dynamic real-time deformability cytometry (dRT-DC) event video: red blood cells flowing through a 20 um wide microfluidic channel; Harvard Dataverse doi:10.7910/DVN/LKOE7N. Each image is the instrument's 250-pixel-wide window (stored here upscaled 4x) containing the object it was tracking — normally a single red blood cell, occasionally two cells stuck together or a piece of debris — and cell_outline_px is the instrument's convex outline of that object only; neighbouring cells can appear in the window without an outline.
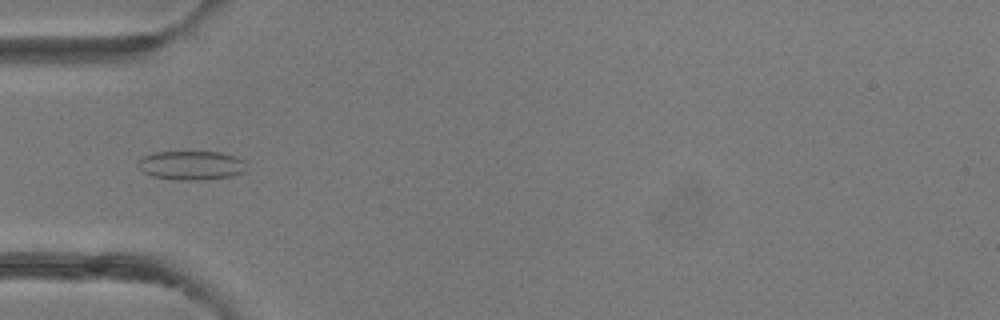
{"species": "common noctule bat (a hibernating species)", "species_latin": "Nyctalus noctula", "temperature_condition": "room temperature", "stored_images_in_passage": 32, "camera_frame_rate_fps": 3000, "um_per_image_px": 0.085, "animal": {"sex": "female"}, "frame": {"image": 1, "passage_image": 10, "time_ms": 3.0, "image_size_px": [1000, 320], "cell_outline_px": [[244, 172], [232, 176], [204, 180], [176, 180], [152, 176], [144, 172], [136, 164], [144, 156], [156, 152], [220, 152], [236, 156], [244, 160]], "centroid_in_image_um": [16.27, 14.06], "position_along_channel_um": 68.7, "area_um2": 18.32}}
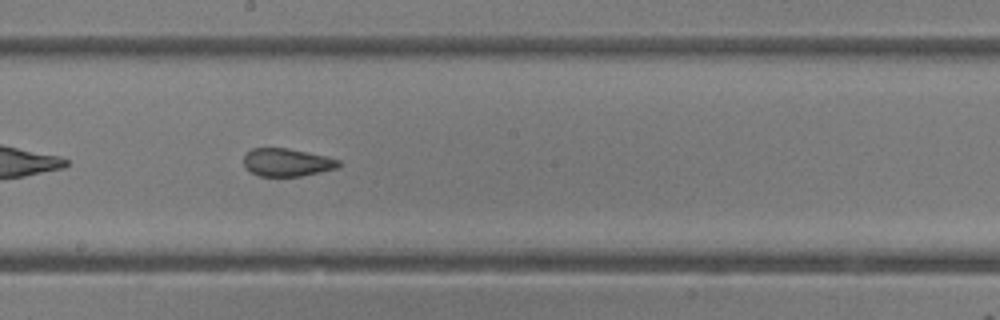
{"frame": {"image": 2, "passage_image": 21, "time_ms": 6.667, "image_size_px": [1000, 320], "cell_outline_px": [[340, 164], [336, 168], [320, 172], [300, 176], [260, 176], [244, 168], [244, 156], [252, 148], [288, 148], [324, 156], [340, 160]], "centroid_in_image_um": [24.36, 13.8], "position_along_channel_um": 223.8, "area_um2": 15.26}}
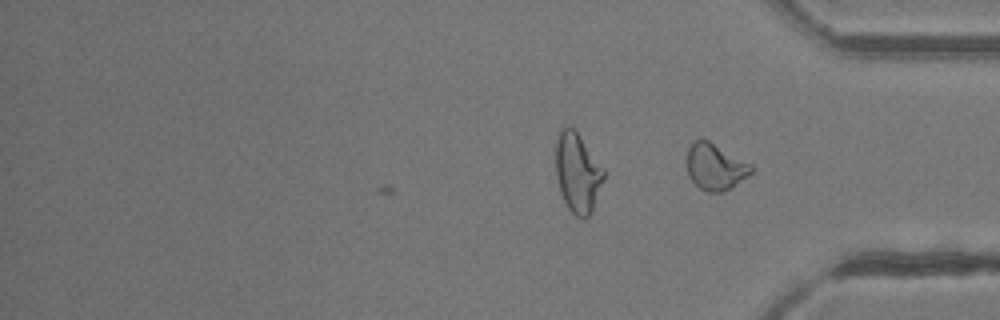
{"frame": {"image": 3, "passage_image": 32, "time_ms": 10.333, "image_size_px": [1000, 320], "cell_outline_px": [[756, 168], [752, 172], [728, 188], [720, 192], [708, 192], [700, 188], [688, 176], [688, 148], [696, 140], [708, 140], [752, 164]], "centroid_in_image_um": [60.81, 14.17], "position_along_channel_um": 374.4, "area_um2": 16.94}, "authors_computed_cell_mechanics": {"area_um2": 16.3285, "velocity_mm_per_s": 4.2065, "shape_relaxation_time_tau1_ms": null, "shape_relaxation_time_tau2_ms": 1.2205, "deformation_change_tau1": null, "deformation_change_tau2": 0.0736}}